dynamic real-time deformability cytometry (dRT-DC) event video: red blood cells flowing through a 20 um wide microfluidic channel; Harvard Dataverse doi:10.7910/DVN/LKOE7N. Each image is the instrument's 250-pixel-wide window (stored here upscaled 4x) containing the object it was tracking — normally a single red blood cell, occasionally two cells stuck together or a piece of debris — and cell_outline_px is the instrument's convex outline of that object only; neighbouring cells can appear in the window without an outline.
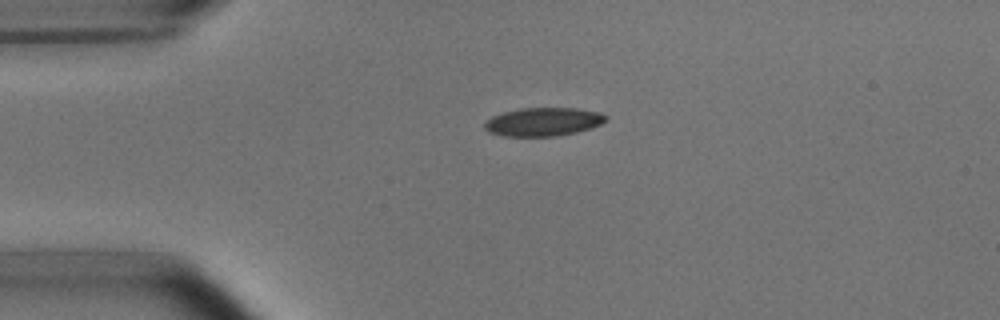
{"species": "common noctule bat (a hibernating species)", "species_latin": "Nyctalus noctula", "temperature_condition": "room temperature", "stored_images_in_passage": 5, "camera_frame_rate_fps": 3000, "um_per_image_px": 0.085, "animal": {"sex": "male", "body_mass_g": 15.6}, "frame": {"image": 1, "passage_image": 1, "time_ms": 0.0, "image_size_px": [1000, 320], "cell_outline_px": [[608, 120], [592, 128], [576, 132], [556, 136], [500, 136], [488, 132], [484, 128], [484, 124], [492, 116], [504, 112], [520, 108], [576, 108], [596, 112], [608, 116]], "centroid_in_image_um": [46.17, 10.36], "position_along_channel_um": 38.8, "area_um2": 20.11}}
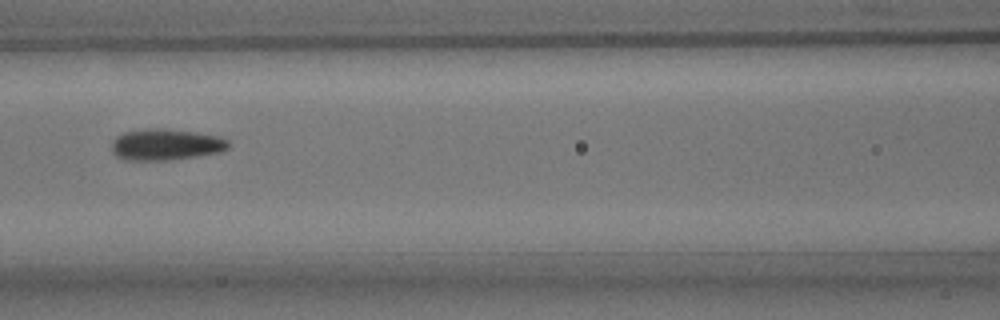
{"frame": {"image": 2, "passage_image": 4, "time_ms": 1.0, "image_size_px": [1000, 320], "cell_outline_px": [[228, 148], [220, 152], [196, 156], [168, 160], [124, 160], [116, 156], [112, 152], [112, 140], [116, 136], [124, 132], [148, 128], [168, 128], [196, 132], [220, 136], [228, 140]], "centroid_in_image_um": [14.07, 12.27], "position_along_channel_um": 152.5, "area_um2": 21.5}}
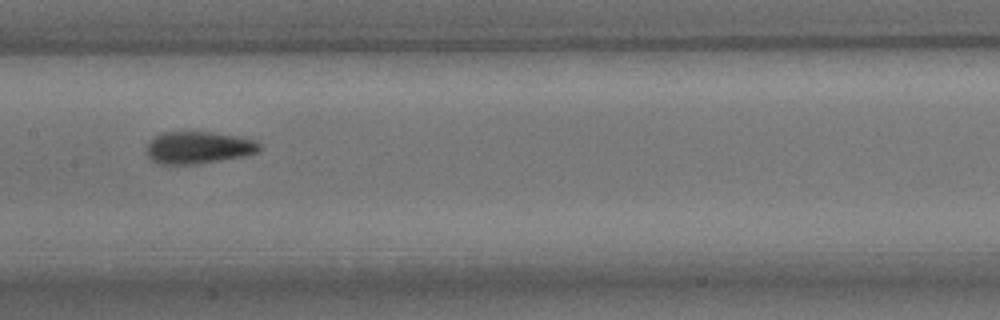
{"frame": {"image": 3, "passage_image": 5, "time_ms": 1.333, "image_size_px": [1000, 320], "cell_outline_px": [[260, 148], [256, 152], [244, 156], [220, 160], [192, 164], [160, 164], [152, 160], [148, 156], [148, 140], [160, 132], [212, 132], [240, 136], [256, 140], [260, 144]], "centroid_in_image_um": [16.86, 12.52], "position_along_channel_um": 190.5, "area_um2": 21.15}}